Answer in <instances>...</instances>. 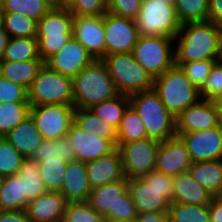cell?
I'll return each instance as SVG.
<instances>
[{"label":"cell","mask_w":222,"mask_h":222,"mask_svg":"<svg viewBox=\"0 0 222 222\" xmlns=\"http://www.w3.org/2000/svg\"><path fill=\"white\" fill-rule=\"evenodd\" d=\"M221 34L222 26L210 21L182 24L174 38L175 63L216 60Z\"/></svg>","instance_id":"cell-1"},{"label":"cell","mask_w":222,"mask_h":222,"mask_svg":"<svg viewBox=\"0 0 222 222\" xmlns=\"http://www.w3.org/2000/svg\"><path fill=\"white\" fill-rule=\"evenodd\" d=\"M119 93L102 59H95L73 78L75 108L89 109Z\"/></svg>","instance_id":"cell-2"},{"label":"cell","mask_w":222,"mask_h":222,"mask_svg":"<svg viewBox=\"0 0 222 222\" xmlns=\"http://www.w3.org/2000/svg\"><path fill=\"white\" fill-rule=\"evenodd\" d=\"M127 189L139 213L168 212L172 203V176L157 170L136 179H127Z\"/></svg>","instance_id":"cell-3"},{"label":"cell","mask_w":222,"mask_h":222,"mask_svg":"<svg viewBox=\"0 0 222 222\" xmlns=\"http://www.w3.org/2000/svg\"><path fill=\"white\" fill-rule=\"evenodd\" d=\"M129 100L142 119L148 138L161 142L177 135L176 117L153 89L131 94Z\"/></svg>","instance_id":"cell-4"},{"label":"cell","mask_w":222,"mask_h":222,"mask_svg":"<svg viewBox=\"0 0 222 222\" xmlns=\"http://www.w3.org/2000/svg\"><path fill=\"white\" fill-rule=\"evenodd\" d=\"M153 90L175 117L201 100L199 89L176 65L154 79Z\"/></svg>","instance_id":"cell-5"},{"label":"cell","mask_w":222,"mask_h":222,"mask_svg":"<svg viewBox=\"0 0 222 222\" xmlns=\"http://www.w3.org/2000/svg\"><path fill=\"white\" fill-rule=\"evenodd\" d=\"M73 21L68 9L54 7L38 21L36 38L44 63L73 37Z\"/></svg>","instance_id":"cell-6"},{"label":"cell","mask_w":222,"mask_h":222,"mask_svg":"<svg viewBox=\"0 0 222 222\" xmlns=\"http://www.w3.org/2000/svg\"><path fill=\"white\" fill-rule=\"evenodd\" d=\"M107 66L119 94H131L153 89L154 78L134 59L132 53L105 55Z\"/></svg>","instance_id":"cell-7"},{"label":"cell","mask_w":222,"mask_h":222,"mask_svg":"<svg viewBox=\"0 0 222 222\" xmlns=\"http://www.w3.org/2000/svg\"><path fill=\"white\" fill-rule=\"evenodd\" d=\"M30 106L65 104L73 106V79L44 64L28 89Z\"/></svg>","instance_id":"cell-8"},{"label":"cell","mask_w":222,"mask_h":222,"mask_svg":"<svg viewBox=\"0 0 222 222\" xmlns=\"http://www.w3.org/2000/svg\"><path fill=\"white\" fill-rule=\"evenodd\" d=\"M140 36H163L175 38L181 28L174 4L161 0H142L136 18Z\"/></svg>","instance_id":"cell-9"},{"label":"cell","mask_w":222,"mask_h":222,"mask_svg":"<svg viewBox=\"0 0 222 222\" xmlns=\"http://www.w3.org/2000/svg\"><path fill=\"white\" fill-rule=\"evenodd\" d=\"M173 45L174 38L171 37L139 36L132 55L155 79L175 65Z\"/></svg>","instance_id":"cell-10"},{"label":"cell","mask_w":222,"mask_h":222,"mask_svg":"<svg viewBox=\"0 0 222 222\" xmlns=\"http://www.w3.org/2000/svg\"><path fill=\"white\" fill-rule=\"evenodd\" d=\"M159 141L144 138L126 143H117L125 176L136 179L155 170Z\"/></svg>","instance_id":"cell-11"},{"label":"cell","mask_w":222,"mask_h":222,"mask_svg":"<svg viewBox=\"0 0 222 222\" xmlns=\"http://www.w3.org/2000/svg\"><path fill=\"white\" fill-rule=\"evenodd\" d=\"M75 107L65 104H42L30 106L29 115L45 140L66 136L74 123Z\"/></svg>","instance_id":"cell-12"},{"label":"cell","mask_w":222,"mask_h":222,"mask_svg":"<svg viewBox=\"0 0 222 222\" xmlns=\"http://www.w3.org/2000/svg\"><path fill=\"white\" fill-rule=\"evenodd\" d=\"M105 32V55L114 53H132L137 43L136 21L106 12L103 15Z\"/></svg>","instance_id":"cell-13"},{"label":"cell","mask_w":222,"mask_h":222,"mask_svg":"<svg viewBox=\"0 0 222 222\" xmlns=\"http://www.w3.org/2000/svg\"><path fill=\"white\" fill-rule=\"evenodd\" d=\"M187 146L192 162L222 160V123L207 130L177 133Z\"/></svg>","instance_id":"cell-14"},{"label":"cell","mask_w":222,"mask_h":222,"mask_svg":"<svg viewBox=\"0 0 222 222\" xmlns=\"http://www.w3.org/2000/svg\"><path fill=\"white\" fill-rule=\"evenodd\" d=\"M94 60L88 50L73 36L45 64L60 74L73 79Z\"/></svg>","instance_id":"cell-15"},{"label":"cell","mask_w":222,"mask_h":222,"mask_svg":"<svg viewBox=\"0 0 222 222\" xmlns=\"http://www.w3.org/2000/svg\"><path fill=\"white\" fill-rule=\"evenodd\" d=\"M192 163L187 146L180 136L159 142L155 170L175 176L188 172Z\"/></svg>","instance_id":"cell-16"},{"label":"cell","mask_w":222,"mask_h":222,"mask_svg":"<svg viewBox=\"0 0 222 222\" xmlns=\"http://www.w3.org/2000/svg\"><path fill=\"white\" fill-rule=\"evenodd\" d=\"M67 136L75 151L76 160L84 163L111 154L117 149L118 141L104 140L95 134H87L75 123L71 125Z\"/></svg>","instance_id":"cell-17"},{"label":"cell","mask_w":222,"mask_h":222,"mask_svg":"<svg viewBox=\"0 0 222 222\" xmlns=\"http://www.w3.org/2000/svg\"><path fill=\"white\" fill-rule=\"evenodd\" d=\"M221 119L213 101L200 100L189 106L176 117V133H190L207 130L221 124Z\"/></svg>","instance_id":"cell-18"},{"label":"cell","mask_w":222,"mask_h":222,"mask_svg":"<svg viewBox=\"0 0 222 222\" xmlns=\"http://www.w3.org/2000/svg\"><path fill=\"white\" fill-rule=\"evenodd\" d=\"M103 15L74 16L73 36L88 50L94 59L105 56Z\"/></svg>","instance_id":"cell-19"},{"label":"cell","mask_w":222,"mask_h":222,"mask_svg":"<svg viewBox=\"0 0 222 222\" xmlns=\"http://www.w3.org/2000/svg\"><path fill=\"white\" fill-rule=\"evenodd\" d=\"M85 164L91 189L120 179H127L118 149Z\"/></svg>","instance_id":"cell-20"},{"label":"cell","mask_w":222,"mask_h":222,"mask_svg":"<svg viewBox=\"0 0 222 222\" xmlns=\"http://www.w3.org/2000/svg\"><path fill=\"white\" fill-rule=\"evenodd\" d=\"M67 204L60 192L47 191L29 201L26 212L32 222H62Z\"/></svg>","instance_id":"cell-21"},{"label":"cell","mask_w":222,"mask_h":222,"mask_svg":"<svg viewBox=\"0 0 222 222\" xmlns=\"http://www.w3.org/2000/svg\"><path fill=\"white\" fill-rule=\"evenodd\" d=\"M90 187L86 164L79 160H70L66 164L64 181L60 193L68 203L85 202L89 200Z\"/></svg>","instance_id":"cell-22"},{"label":"cell","mask_w":222,"mask_h":222,"mask_svg":"<svg viewBox=\"0 0 222 222\" xmlns=\"http://www.w3.org/2000/svg\"><path fill=\"white\" fill-rule=\"evenodd\" d=\"M5 138L25 158H32L37 147L44 140L30 115L10 130Z\"/></svg>","instance_id":"cell-23"},{"label":"cell","mask_w":222,"mask_h":222,"mask_svg":"<svg viewBox=\"0 0 222 222\" xmlns=\"http://www.w3.org/2000/svg\"><path fill=\"white\" fill-rule=\"evenodd\" d=\"M172 182V202L190 205H209L213 198L206 189L193 180L189 172L172 176Z\"/></svg>","instance_id":"cell-24"},{"label":"cell","mask_w":222,"mask_h":222,"mask_svg":"<svg viewBox=\"0 0 222 222\" xmlns=\"http://www.w3.org/2000/svg\"><path fill=\"white\" fill-rule=\"evenodd\" d=\"M188 172L212 197H222V160L193 162Z\"/></svg>","instance_id":"cell-25"},{"label":"cell","mask_w":222,"mask_h":222,"mask_svg":"<svg viewBox=\"0 0 222 222\" xmlns=\"http://www.w3.org/2000/svg\"><path fill=\"white\" fill-rule=\"evenodd\" d=\"M127 190V179L104 184L92 189L89 197L90 206L100 215L115 213V204L119 196Z\"/></svg>","instance_id":"cell-26"},{"label":"cell","mask_w":222,"mask_h":222,"mask_svg":"<svg viewBox=\"0 0 222 222\" xmlns=\"http://www.w3.org/2000/svg\"><path fill=\"white\" fill-rule=\"evenodd\" d=\"M44 64L42 60L0 61V75L29 89Z\"/></svg>","instance_id":"cell-27"},{"label":"cell","mask_w":222,"mask_h":222,"mask_svg":"<svg viewBox=\"0 0 222 222\" xmlns=\"http://www.w3.org/2000/svg\"><path fill=\"white\" fill-rule=\"evenodd\" d=\"M17 175L21 179L22 197L28 203L47 192L40 175L38 164L32 158H25L22 161Z\"/></svg>","instance_id":"cell-28"},{"label":"cell","mask_w":222,"mask_h":222,"mask_svg":"<svg viewBox=\"0 0 222 222\" xmlns=\"http://www.w3.org/2000/svg\"><path fill=\"white\" fill-rule=\"evenodd\" d=\"M28 202L22 197L21 179L17 174L3 177L0 186V210H26Z\"/></svg>","instance_id":"cell-29"},{"label":"cell","mask_w":222,"mask_h":222,"mask_svg":"<svg viewBox=\"0 0 222 222\" xmlns=\"http://www.w3.org/2000/svg\"><path fill=\"white\" fill-rule=\"evenodd\" d=\"M55 157H59L64 162L76 160L75 151L67 135L56 140L44 139L37 147L32 159L39 163Z\"/></svg>","instance_id":"cell-30"},{"label":"cell","mask_w":222,"mask_h":222,"mask_svg":"<svg viewBox=\"0 0 222 222\" xmlns=\"http://www.w3.org/2000/svg\"><path fill=\"white\" fill-rule=\"evenodd\" d=\"M130 106L129 96L118 94L112 99L103 101L89 108L96 116L105 120L107 123L119 128L125 110Z\"/></svg>","instance_id":"cell-31"},{"label":"cell","mask_w":222,"mask_h":222,"mask_svg":"<svg viewBox=\"0 0 222 222\" xmlns=\"http://www.w3.org/2000/svg\"><path fill=\"white\" fill-rule=\"evenodd\" d=\"M42 60L36 37L10 38L2 61Z\"/></svg>","instance_id":"cell-32"},{"label":"cell","mask_w":222,"mask_h":222,"mask_svg":"<svg viewBox=\"0 0 222 222\" xmlns=\"http://www.w3.org/2000/svg\"><path fill=\"white\" fill-rule=\"evenodd\" d=\"M29 111V101L0 103V137H5L22 122L29 115Z\"/></svg>","instance_id":"cell-33"},{"label":"cell","mask_w":222,"mask_h":222,"mask_svg":"<svg viewBox=\"0 0 222 222\" xmlns=\"http://www.w3.org/2000/svg\"><path fill=\"white\" fill-rule=\"evenodd\" d=\"M3 12H15L39 21L53 5L48 0H0Z\"/></svg>","instance_id":"cell-34"},{"label":"cell","mask_w":222,"mask_h":222,"mask_svg":"<svg viewBox=\"0 0 222 222\" xmlns=\"http://www.w3.org/2000/svg\"><path fill=\"white\" fill-rule=\"evenodd\" d=\"M2 23L10 38L36 37L38 21L15 12H3Z\"/></svg>","instance_id":"cell-35"},{"label":"cell","mask_w":222,"mask_h":222,"mask_svg":"<svg viewBox=\"0 0 222 222\" xmlns=\"http://www.w3.org/2000/svg\"><path fill=\"white\" fill-rule=\"evenodd\" d=\"M117 134L118 143L148 138L142 119L131 105L125 110Z\"/></svg>","instance_id":"cell-36"},{"label":"cell","mask_w":222,"mask_h":222,"mask_svg":"<svg viewBox=\"0 0 222 222\" xmlns=\"http://www.w3.org/2000/svg\"><path fill=\"white\" fill-rule=\"evenodd\" d=\"M168 222H210L209 205H190L172 202Z\"/></svg>","instance_id":"cell-37"},{"label":"cell","mask_w":222,"mask_h":222,"mask_svg":"<svg viewBox=\"0 0 222 222\" xmlns=\"http://www.w3.org/2000/svg\"><path fill=\"white\" fill-rule=\"evenodd\" d=\"M37 164L47 191L60 192L67 162L55 157L48 158Z\"/></svg>","instance_id":"cell-38"},{"label":"cell","mask_w":222,"mask_h":222,"mask_svg":"<svg viewBox=\"0 0 222 222\" xmlns=\"http://www.w3.org/2000/svg\"><path fill=\"white\" fill-rule=\"evenodd\" d=\"M181 24L208 21L209 0H175Z\"/></svg>","instance_id":"cell-39"},{"label":"cell","mask_w":222,"mask_h":222,"mask_svg":"<svg viewBox=\"0 0 222 222\" xmlns=\"http://www.w3.org/2000/svg\"><path fill=\"white\" fill-rule=\"evenodd\" d=\"M25 157L5 138L0 137V176L17 174Z\"/></svg>","instance_id":"cell-40"},{"label":"cell","mask_w":222,"mask_h":222,"mask_svg":"<svg viewBox=\"0 0 222 222\" xmlns=\"http://www.w3.org/2000/svg\"><path fill=\"white\" fill-rule=\"evenodd\" d=\"M62 222H105V220L88 201H85L68 203Z\"/></svg>","instance_id":"cell-41"},{"label":"cell","mask_w":222,"mask_h":222,"mask_svg":"<svg viewBox=\"0 0 222 222\" xmlns=\"http://www.w3.org/2000/svg\"><path fill=\"white\" fill-rule=\"evenodd\" d=\"M138 212L127 189L119 196L115 204V213H106L103 217L105 222H134Z\"/></svg>","instance_id":"cell-42"},{"label":"cell","mask_w":222,"mask_h":222,"mask_svg":"<svg viewBox=\"0 0 222 222\" xmlns=\"http://www.w3.org/2000/svg\"><path fill=\"white\" fill-rule=\"evenodd\" d=\"M216 62V60H201L190 63H175V65L179 66L190 82L200 89Z\"/></svg>","instance_id":"cell-43"},{"label":"cell","mask_w":222,"mask_h":222,"mask_svg":"<svg viewBox=\"0 0 222 222\" xmlns=\"http://www.w3.org/2000/svg\"><path fill=\"white\" fill-rule=\"evenodd\" d=\"M201 100L214 101L222 95V64L216 62L203 86L199 89Z\"/></svg>","instance_id":"cell-44"},{"label":"cell","mask_w":222,"mask_h":222,"mask_svg":"<svg viewBox=\"0 0 222 222\" xmlns=\"http://www.w3.org/2000/svg\"><path fill=\"white\" fill-rule=\"evenodd\" d=\"M73 16H100L107 12V0H75L68 8Z\"/></svg>","instance_id":"cell-45"},{"label":"cell","mask_w":222,"mask_h":222,"mask_svg":"<svg viewBox=\"0 0 222 222\" xmlns=\"http://www.w3.org/2000/svg\"><path fill=\"white\" fill-rule=\"evenodd\" d=\"M142 0H107V12L136 20L140 13Z\"/></svg>","instance_id":"cell-46"},{"label":"cell","mask_w":222,"mask_h":222,"mask_svg":"<svg viewBox=\"0 0 222 222\" xmlns=\"http://www.w3.org/2000/svg\"><path fill=\"white\" fill-rule=\"evenodd\" d=\"M29 101L28 89L0 75V103Z\"/></svg>","instance_id":"cell-47"},{"label":"cell","mask_w":222,"mask_h":222,"mask_svg":"<svg viewBox=\"0 0 222 222\" xmlns=\"http://www.w3.org/2000/svg\"><path fill=\"white\" fill-rule=\"evenodd\" d=\"M74 123L78 125L85 133L95 134L98 126V116L90 109L75 108Z\"/></svg>","instance_id":"cell-48"},{"label":"cell","mask_w":222,"mask_h":222,"mask_svg":"<svg viewBox=\"0 0 222 222\" xmlns=\"http://www.w3.org/2000/svg\"><path fill=\"white\" fill-rule=\"evenodd\" d=\"M96 127L95 135L99 136L101 139L118 141L117 129L105 120L98 117V126Z\"/></svg>","instance_id":"cell-49"},{"label":"cell","mask_w":222,"mask_h":222,"mask_svg":"<svg viewBox=\"0 0 222 222\" xmlns=\"http://www.w3.org/2000/svg\"><path fill=\"white\" fill-rule=\"evenodd\" d=\"M0 222H32L26 210L2 211L0 210Z\"/></svg>","instance_id":"cell-50"},{"label":"cell","mask_w":222,"mask_h":222,"mask_svg":"<svg viewBox=\"0 0 222 222\" xmlns=\"http://www.w3.org/2000/svg\"><path fill=\"white\" fill-rule=\"evenodd\" d=\"M208 21L222 26V0H209Z\"/></svg>","instance_id":"cell-51"},{"label":"cell","mask_w":222,"mask_h":222,"mask_svg":"<svg viewBox=\"0 0 222 222\" xmlns=\"http://www.w3.org/2000/svg\"><path fill=\"white\" fill-rule=\"evenodd\" d=\"M134 222H168V212H142Z\"/></svg>","instance_id":"cell-52"},{"label":"cell","mask_w":222,"mask_h":222,"mask_svg":"<svg viewBox=\"0 0 222 222\" xmlns=\"http://www.w3.org/2000/svg\"><path fill=\"white\" fill-rule=\"evenodd\" d=\"M210 222H222V197H213L209 204Z\"/></svg>","instance_id":"cell-53"},{"label":"cell","mask_w":222,"mask_h":222,"mask_svg":"<svg viewBox=\"0 0 222 222\" xmlns=\"http://www.w3.org/2000/svg\"><path fill=\"white\" fill-rule=\"evenodd\" d=\"M9 35L6 32V30L4 29L3 23H0V61H2L4 53H5V49L8 45L9 42Z\"/></svg>","instance_id":"cell-54"},{"label":"cell","mask_w":222,"mask_h":222,"mask_svg":"<svg viewBox=\"0 0 222 222\" xmlns=\"http://www.w3.org/2000/svg\"><path fill=\"white\" fill-rule=\"evenodd\" d=\"M75 0H54V8L68 9Z\"/></svg>","instance_id":"cell-55"},{"label":"cell","mask_w":222,"mask_h":222,"mask_svg":"<svg viewBox=\"0 0 222 222\" xmlns=\"http://www.w3.org/2000/svg\"><path fill=\"white\" fill-rule=\"evenodd\" d=\"M216 105L217 111L219 113L221 122H222V95L219 96L216 100L213 101Z\"/></svg>","instance_id":"cell-56"},{"label":"cell","mask_w":222,"mask_h":222,"mask_svg":"<svg viewBox=\"0 0 222 222\" xmlns=\"http://www.w3.org/2000/svg\"><path fill=\"white\" fill-rule=\"evenodd\" d=\"M216 61L222 64V34L219 41L218 55Z\"/></svg>","instance_id":"cell-57"},{"label":"cell","mask_w":222,"mask_h":222,"mask_svg":"<svg viewBox=\"0 0 222 222\" xmlns=\"http://www.w3.org/2000/svg\"><path fill=\"white\" fill-rule=\"evenodd\" d=\"M163 1L164 3H168V4H174L175 3V0H161Z\"/></svg>","instance_id":"cell-58"},{"label":"cell","mask_w":222,"mask_h":222,"mask_svg":"<svg viewBox=\"0 0 222 222\" xmlns=\"http://www.w3.org/2000/svg\"><path fill=\"white\" fill-rule=\"evenodd\" d=\"M2 13H3V11H2V9H0V23L2 22Z\"/></svg>","instance_id":"cell-59"},{"label":"cell","mask_w":222,"mask_h":222,"mask_svg":"<svg viewBox=\"0 0 222 222\" xmlns=\"http://www.w3.org/2000/svg\"><path fill=\"white\" fill-rule=\"evenodd\" d=\"M54 7V0H48Z\"/></svg>","instance_id":"cell-60"},{"label":"cell","mask_w":222,"mask_h":222,"mask_svg":"<svg viewBox=\"0 0 222 222\" xmlns=\"http://www.w3.org/2000/svg\"><path fill=\"white\" fill-rule=\"evenodd\" d=\"M2 179H3V177L0 176V186H1Z\"/></svg>","instance_id":"cell-61"}]
</instances>
